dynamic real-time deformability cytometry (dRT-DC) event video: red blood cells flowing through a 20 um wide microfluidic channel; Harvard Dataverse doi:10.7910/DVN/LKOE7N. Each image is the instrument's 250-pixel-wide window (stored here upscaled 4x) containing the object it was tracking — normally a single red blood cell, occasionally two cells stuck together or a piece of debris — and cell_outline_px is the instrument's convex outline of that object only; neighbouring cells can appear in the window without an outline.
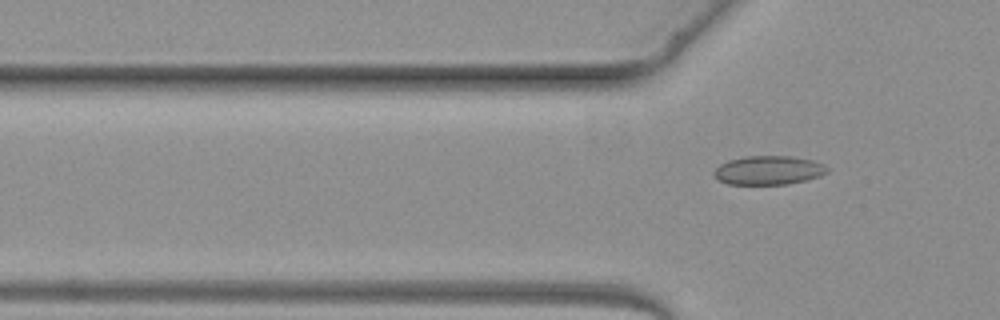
{"species": "common noctule bat (a hibernating species)", "species_latin": "Nyctalus noctula", "temperature_condition": "warm", "stored_images_in_passage": 6, "segment_of_instrument_passage": [2, 2], "camera_frame_rate_fps": 3000, "um_per_image_px": 0.085, "animal": {"sex": "female", "body_mass_g": 19.3, "forearm_length_mm": 54.1}, "frame": {"image": 1, "passage_image": 6, "time_ms": 6.0, "image_size_px": [1000, 320], "cell_outline_px": [[828, 172], [820, 176], [788, 184], [728, 184], [720, 180], [712, 172], [720, 164], [728, 160], [744, 156], [792, 156], [812, 160], [824, 164], [828, 168]], "centroid_in_image_um": [65.33, 14.46], "position_along_channel_um": 60.5, "area_um2": 19.02}}